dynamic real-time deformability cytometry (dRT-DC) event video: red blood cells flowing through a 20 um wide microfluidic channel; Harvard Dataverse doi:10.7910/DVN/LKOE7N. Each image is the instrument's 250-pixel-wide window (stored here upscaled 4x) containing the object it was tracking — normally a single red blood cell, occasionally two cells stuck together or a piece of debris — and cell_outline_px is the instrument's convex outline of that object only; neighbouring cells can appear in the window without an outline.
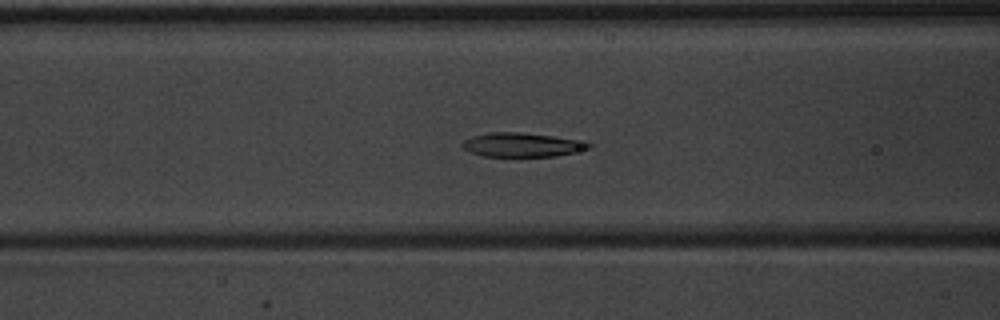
{"species": "common noctule bat (a hibernating species)", "species_latin": "Nyctalus noctula", "temperature_condition": "warm", "stored_images_in_passage": 52, "segment_of_instrument_passage": [1, 2], "camera_frame_rate_fps": 3000, "um_per_image_px": 0.085, "animal": {"sex": "male", "body_mass_g": 20.1, "forearm_length_mm": 53.5}, "frame": {"image": 1, "passage_image": 21, "time_ms": 6.667, "image_size_px": [1000, 320], "cell_outline_px": [[592, 148], [556, 156], [484, 156], [472, 152], [464, 148], [460, 144], [464, 140], [472, 136], [488, 132], [520, 132], [588, 140], [592, 144]], "centroid_in_image_um": [44.45, 12.29], "position_along_channel_um": 122.1, "area_um2": 17.92}}
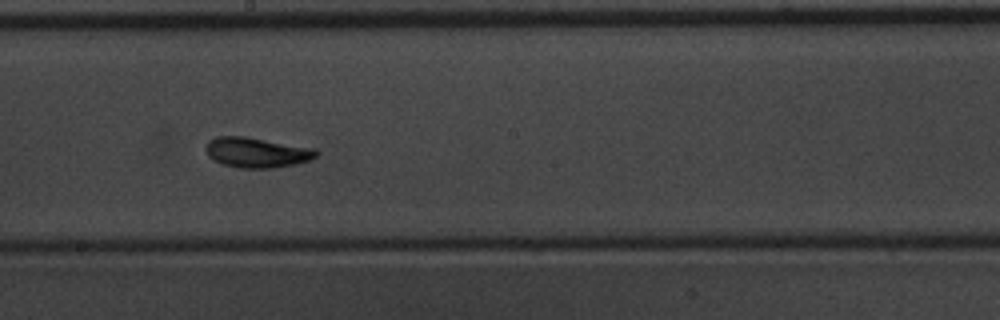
{"frame": {"image": 2, "passage_image": 29, "time_ms": 9.333, "image_size_px": [1000, 320], "cell_outline_px": [[320, 152], [316, 156], [308, 160], [296, 164], [272, 168], [240, 168], [224, 164], [212, 160], [208, 156], [204, 148], [204, 144], [208, 140], [216, 136], [244, 136], [316, 148]], "centroid_in_image_um": [21.79, 12.95], "position_along_channel_um": 226.4, "area_um2": 19.65}}
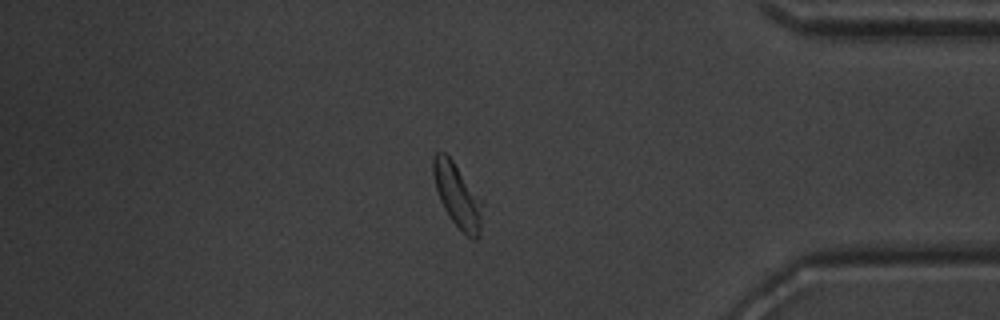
{"frame": {"image": 3, "passage_image": 44, "time_ms": 14.333, "image_size_px": [1000, 320], "cell_outline_px": [[484, 204], [480, 236], [476, 240], [472, 240], [448, 216], [440, 200], [436, 188], [432, 172], [432, 156], [436, 152], [444, 152], [452, 160], [484, 200]], "centroid_in_image_um": [38.92, 16.62], "position_along_channel_um": 396.3, "area_um2": 18.67}}